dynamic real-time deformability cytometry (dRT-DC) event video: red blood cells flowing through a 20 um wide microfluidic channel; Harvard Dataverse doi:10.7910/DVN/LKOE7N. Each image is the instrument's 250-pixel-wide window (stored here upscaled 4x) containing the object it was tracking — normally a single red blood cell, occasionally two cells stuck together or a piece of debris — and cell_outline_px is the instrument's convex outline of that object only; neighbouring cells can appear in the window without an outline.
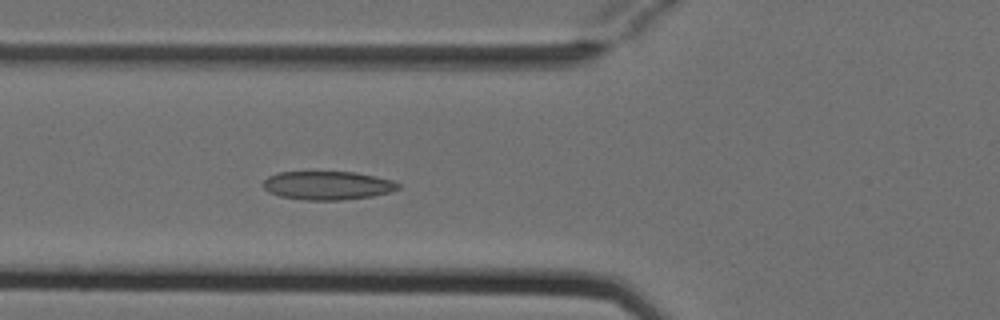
{"species": "Egyptian fruit bat (a non-hibernating species)", "species_latin": "Rousettus aegyptiacus", "temperature_condition": "cold", "stored_images_in_passage": 5, "camera_frame_rate_fps": 3000, "um_per_image_px": 0.085, "animal": {"sex": "female"}, "frame": {"image": 1, "passage_image": 5, "time_ms": 1.333, "image_size_px": [1000, 320], "cell_outline_px": [[400, 188], [388, 192], [372, 196], [344, 200], [304, 200], [280, 196], [268, 192], [260, 184], [268, 176], [280, 172], [356, 172], [392, 180], [400, 184]], "centroid_in_image_um": [27.81, 15.76], "position_along_channel_um": 98.0, "area_um2": 22.54}}